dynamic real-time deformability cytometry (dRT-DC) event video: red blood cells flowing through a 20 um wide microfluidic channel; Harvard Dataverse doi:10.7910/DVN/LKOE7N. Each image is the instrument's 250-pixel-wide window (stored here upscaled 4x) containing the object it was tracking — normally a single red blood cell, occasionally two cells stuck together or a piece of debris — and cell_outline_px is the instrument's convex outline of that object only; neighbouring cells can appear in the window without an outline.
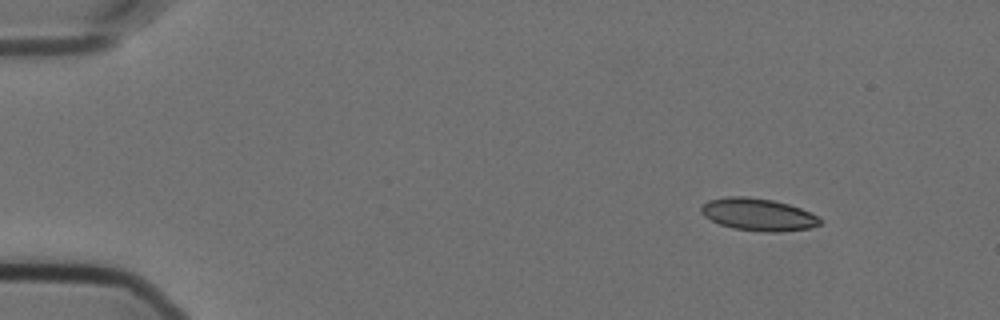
{"species": "Egyptian fruit bat (a non-hibernating species)", "species_latin": "Rousettus aegyptiacus", "temperature_condition": "cold", "stored_images_in_passage": 51, "camera_frame_rate_fps": 3000, "um_per_image_px": 0.085, "animal": {"sex": "female"}, "frame": {"image": 1, "passage_image": 1, "time_ms": 0.0, "image_size_px": [1000, 320], "cell_outline_px": [[824, 220], [820, 224], [808, 228], [780, 232], [764, 232], [732, 228], [720, 224], [704, 216], [700, 212], [700, 208], [708, 200], [724, 196], [744, 196], [772, 200], [788, 204], [800, 208], [820, 216]], "centroid_in_image_um": [64.45, 18.23], "position_along_channel_um": 20.5, "area_um2": 22.54}}
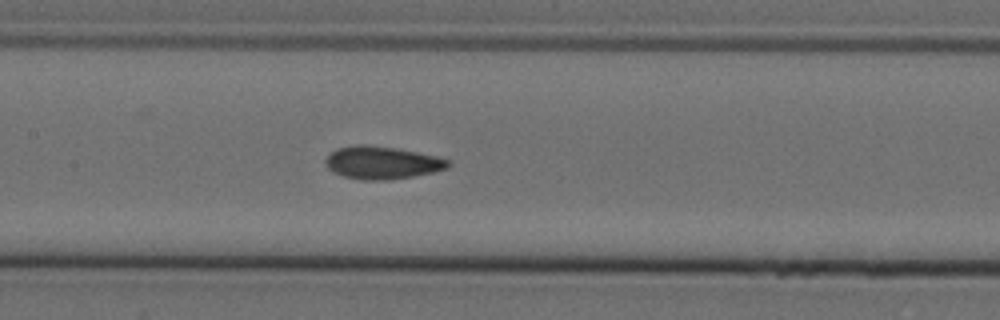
{"frame": {"image": 2, "passage_image": 22, "time_ms": 7.0, "image_size_px": [1000, 320], "cell_outline_px": [[452, 164], [448, 168], [432, 172], [412, 176], [388, 180], [364, 180], [344, 176], [328, 168], [324, 160], [336, 148], [356, 144], [364, 144], [396, 148], [436, 156], [452, 160]], "centroid_in_image_um": [32.5, 13.82], "position_along_channel_um": 174.9, "area_um2": 23.29}}
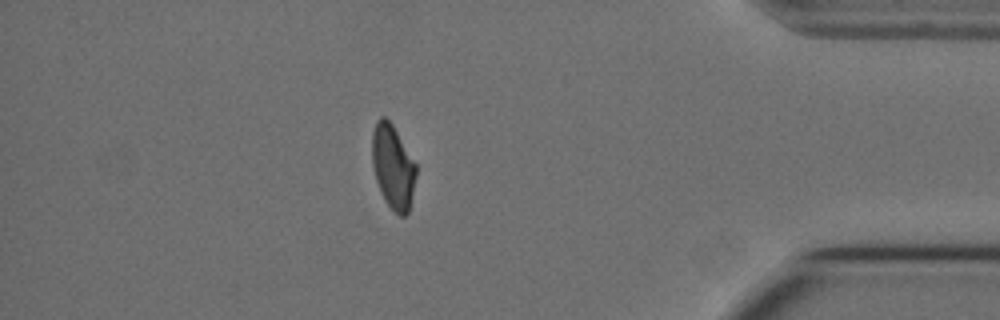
{"frame": {"image": 3, "passage_image": 44, "time_ms": 14.333, "image_size_px": [1000, 320], "cell_outline_px": [[416, 176], [408, 212], [404, 216], [400, 216], [384, 200], [380, 192], [376, 180], [372, 164], [372, 132], [376, 120], [380, 116], [384, 116], [392, 124], [416, 164]], "centroid_in_image_um": [33.38, 14.15], "position_along_channel_um": 401.8, "area_um2": 21.39}, "authors_computed_cell_mechanics": {"area_um2": 22.6576, "velocity_mm_per_s": 3.576, "shape_relaxation_time_tau1_ms": 10.8937, "shape_relaxation_time_tau2_ms": 1.866, "deformation_change_tau1": 0.2088, "deformation_change_tau2": 0.0699}}